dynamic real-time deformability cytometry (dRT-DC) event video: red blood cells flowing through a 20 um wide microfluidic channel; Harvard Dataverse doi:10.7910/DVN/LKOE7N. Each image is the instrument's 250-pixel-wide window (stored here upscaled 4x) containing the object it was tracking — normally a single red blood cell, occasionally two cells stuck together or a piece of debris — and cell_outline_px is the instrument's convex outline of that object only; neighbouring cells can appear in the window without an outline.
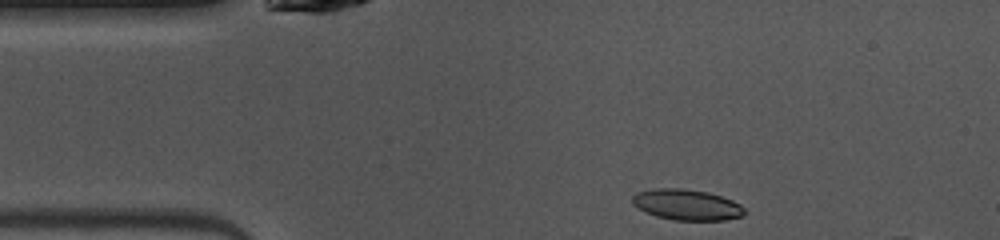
{"species": "common noctule bat (a hibernating species)", "species_latin": "Nyctalus noctula", "temperature_condition": "warm", "stored_images_in_passage": 35, "camera_frame_rate_fps": 3000, "um_per_image_px": 0.085, "animal": {"sex": "female", "body_mass_g": 10.0, "forearm_length_mm": 53.1}, "frame": {"image": 1, "passage_image": 1, "time_ms": 0.0, "image_size_px": [1000, 240], "cell_outline_px": [[744, 216], [724, 220], [676, 220], [656, 216], [632, 204], [632, 196], [636, 192], [652, 188], [684, 188], [708, 192], [732, 200], [740, 204], [744, 208]], "centroid_in_image_um": [58.38, 17.39], "position_along_channel_um": 26.6, "area_um2": 20.11}}
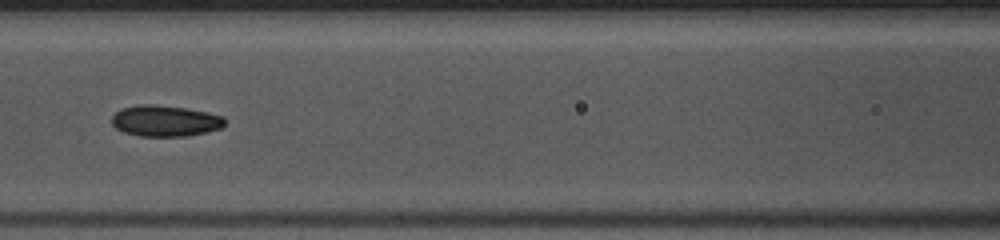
{"frame": {"image": 2, "passage_image": 13, "time_ms": 4.0, "image_size_px": [1000, 240], "cell_outline_px": [[224, 128], [188, 136], [140, 136], [124, 132], [116, 128], [112, 124], [112, 116], [120, 108], [140, 104], [148, 104], [184, 108], [208, 112], [224, 116]], "centroid_in_image_um": [14.04, 10.28], "position_along_channel_um": 152.6, "area_um2": 20.52}}
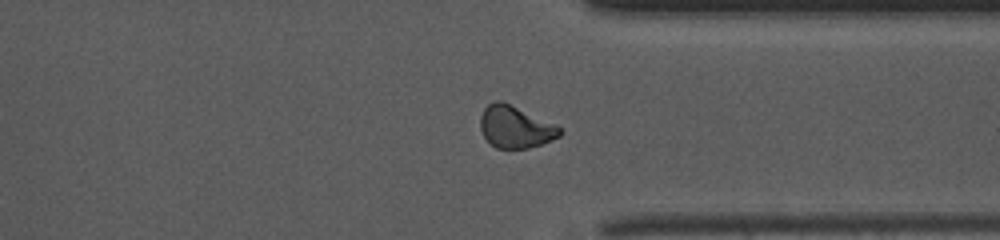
{"frame": {"image": 3, "passage_image": 29, "time_ms": 9.333, "image_size_px": [1000, 240], "cell_outline_px": [[564, 132], [560, 136], [552, 140], [528, 148], [496, 148], [484, 136], [480, 128], [480, 116], [484, 108], [488, 104], [496, 100], [500, 100], [556, 124]], "centroid_in_image_um": [43.81, 10.78], "position_along_channel_um": 367.6, "area_um2": 19.36}, "authors_computed_cell_mechanics": {"area_um2": 19.8832, "velocity_mm_per_s": 4.0739, "shape_relaxation_time_tau1_ms": 3.1964, "shape_relaxation_time_tau2_ms": 3.5515, "deformation_change_tau1": 0.1112, "deformation_change_tau2": 0.0755}}